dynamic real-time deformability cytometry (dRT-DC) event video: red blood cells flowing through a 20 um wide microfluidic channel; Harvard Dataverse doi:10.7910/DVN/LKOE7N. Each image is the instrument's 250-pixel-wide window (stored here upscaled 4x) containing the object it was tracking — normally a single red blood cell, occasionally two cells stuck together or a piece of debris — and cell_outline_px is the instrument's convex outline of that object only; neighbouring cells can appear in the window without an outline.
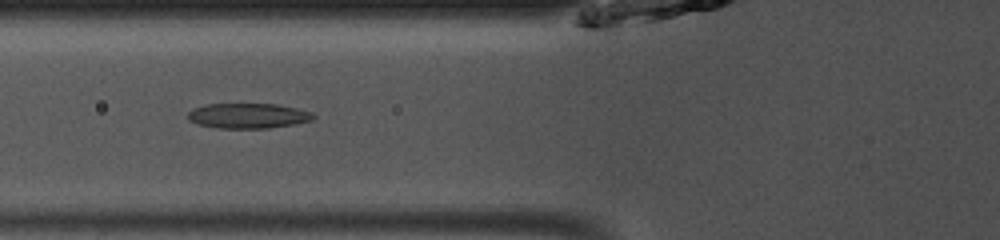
{"species": "common noctule bat (a hibernating species)", "species_latin": "Nyctalus noctula", "temperature_condition": "room temperature", "stored_images_in_passage": 49, "camera_frame_rate_fps": 3000, "um_per_image_px": 0.085, "animal": {"sex": "male", "body_mass_g": 13.0, "forearm_length_mm": 53.1}, "frame": {"image": 1, "passage_image": 19, "time_ms": 6.0, "image_size_px": [1000, 240], "cell_outline_px": [[316, 116], [312, 120], [292, 124], [268, 128], [216, 128], [200, 124], [188, 120], [188, 112], [192, 108], [204, 104], [276, 104], [296, 108], [312, 112]], "centroid_in_image_um": [21.06, 9.83], "position_along_channel_um": 104.7, "area_um2": 18.32}}
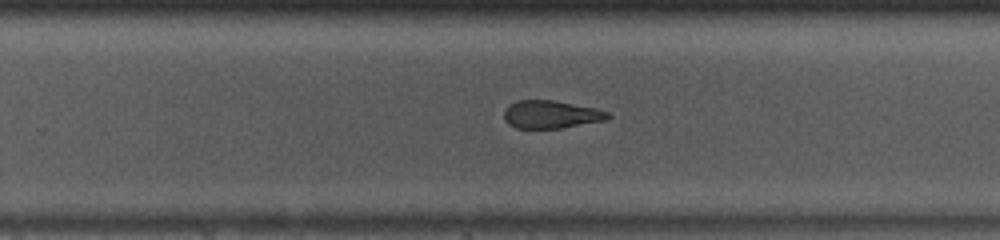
{"frame": {"image": 2, "passage_image": 32, "time_ms": 10.333, "image_size_px": [1000, 240], "cell_outline_px": [[612, 116], [604, 120], [560, 128], [516, 128], [508, 124], [504, 120], [504, 108], [508, 104], [516, 100], [552, 100], [596, 108], [608, 112]], "centroid_in_image_um": [46.78, 9.72], "position_along_channel_um": 283.0, "area_um2": 16.88}}
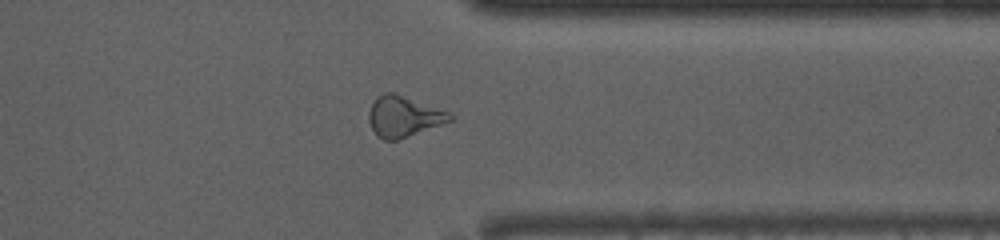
{"frame": {"image": 3, "passage_image": 39, "time_ms": 12.667, "image_size_px": [1000, 240], "cell_outline_px": [[452, 120], [396, 140], [384, 140], [376, 136], [368, 120], [368, 112], [376, 96], [384, 92], [392, 92], [448, 112], [452, 116]], "centroid_in_image_um": [34.23, 9.9], "position_along_channel_um": 377.2, "area_um2": 18.79}, "authors_computed_cell_mechanics": {"area_um2": 19.1318, "velocity_mm_per_s": 4.0997, "shape_relaxation_time_tau1_ms": 4.7753, "shape_relaxation_time_tau2_ms": 2.1298, "deformation_change_tau1": 0.1408, "deformation_change_tau2": 0.1154}}